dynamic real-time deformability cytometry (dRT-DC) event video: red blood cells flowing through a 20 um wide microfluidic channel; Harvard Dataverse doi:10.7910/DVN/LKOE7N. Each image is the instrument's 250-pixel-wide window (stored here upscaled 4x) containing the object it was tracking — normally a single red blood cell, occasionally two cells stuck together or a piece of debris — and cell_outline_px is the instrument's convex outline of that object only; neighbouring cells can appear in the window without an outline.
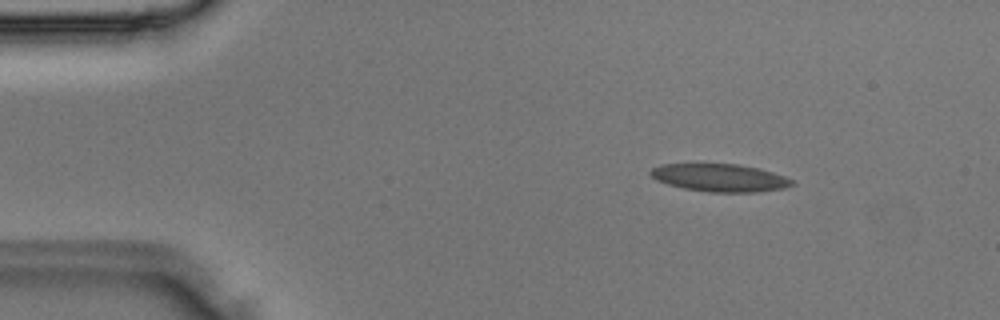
{"species": "Egyptian fruit bat (a non-hibernating species)", "species_latin": "Rousettus aegyptiacus", "temperature_condition": "room temperature", "stored_images_in_passage": 2, "camera_frame_rate_fps": 3000, "um_per_image_px": 0.085, "animal": {"sex": "male"}, "frame": {"image": 1, "passage_image": 1, "time_ms": 0.0, "image_size_px": [1000, 320], "cell_outline_px": [[796, 184], [784, 188], [760, 192], [708, 192], [684, 188], [668, 184], [656, 180], [648, 172], [652, 168], [660, 164], [740, 164], [760, 168], [784, 176], [792, 180]], "centroid_in_image_um": [61.2, 15.11], "position_along_channel_um": 23.8, "area_um2": 22.95}}